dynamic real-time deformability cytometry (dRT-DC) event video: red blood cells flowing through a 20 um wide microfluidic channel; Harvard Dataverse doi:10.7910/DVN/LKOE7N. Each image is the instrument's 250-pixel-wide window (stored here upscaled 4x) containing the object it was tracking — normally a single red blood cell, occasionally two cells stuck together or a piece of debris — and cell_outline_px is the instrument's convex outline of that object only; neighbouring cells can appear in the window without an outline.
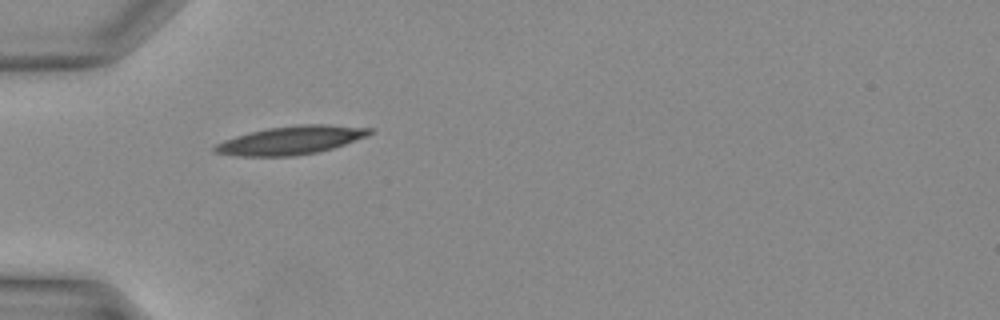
{"species": "Egyptian fruit bat (a non-hibernating species)", "species_latin": "Rousettus aegyptiacus", "temperature_condition": "warm", "stored_images_in_passage": 25, "camera_frame_rate_fps": 3000, "um_per_image_px": 0.085, "animal": {"sex": "female"}, "frame": {"image": 1, "passage_image": 1, "time_ms": 0.0, "image_size_px": [1000, 320], "cell_outline_px": [[372, 132], [368, 136], [332, 148], [316, 152], [296, 156], [240, 156], [212, 152], [212, 148], [216, 144], [224, 140], [236, 136], [268, 128], [300, 124], [328, 124], [372, 128]], "centroid_in_image_um": [24.73, 11.92], "position_along_channel_um": 60.3, "area_um2": 25.49}}
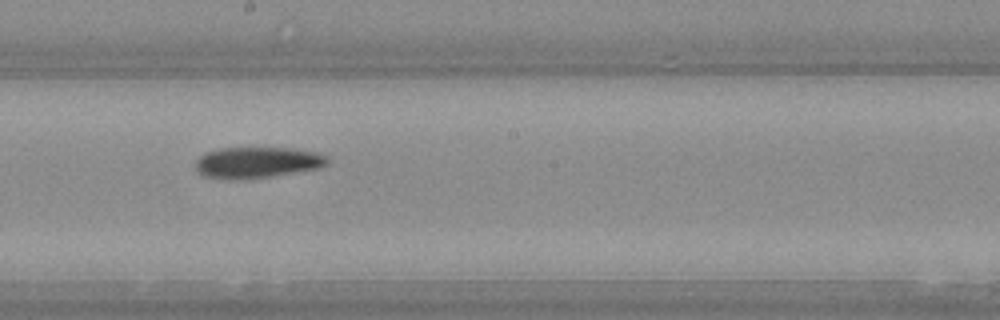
{"frame": {"image": 2, "passage_image": 11, "time_ms": 3.333, "image_size_px": [1000, 320], "cell_outline_px": [[328, 164], [320, 168], [272, 176], [244, 180], [232, 180], [200, 176], [196, 172], [196, 160], [204, 152], [220, 148], [296, 148], [320, 152], [328, 156]], "centroid_in_image_um": [21.86, 13.81], "position_along_channel_um": 226.3, "area_um2": 24.51}}
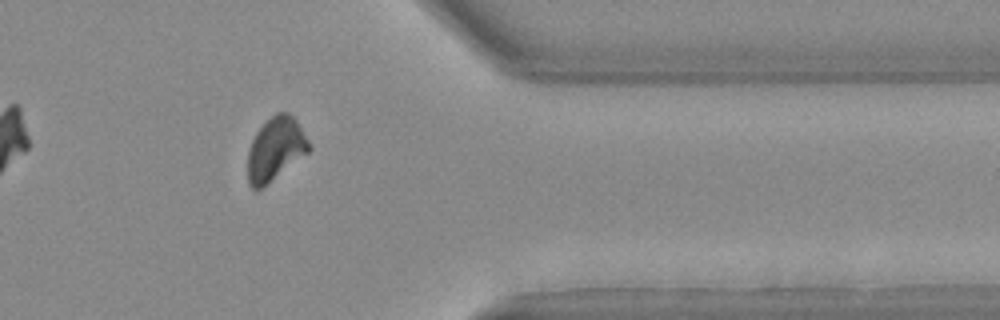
{"frame": {"image": 3, "passage_image": 21, "time_ms": 6.667, "image_size_px": [1000, 320], "cell_outline_px": [[312, 148], [308, 152], [264, 188], [252, 188], [248, 184], [248, 148], [256, 132], [276, 112], [288, 112], [296, 120], [308, 140]], "centroid_in_image_um": [23.41, 12.69], "position_along_channel_um": 388.0, "area_um2": 22.48}}